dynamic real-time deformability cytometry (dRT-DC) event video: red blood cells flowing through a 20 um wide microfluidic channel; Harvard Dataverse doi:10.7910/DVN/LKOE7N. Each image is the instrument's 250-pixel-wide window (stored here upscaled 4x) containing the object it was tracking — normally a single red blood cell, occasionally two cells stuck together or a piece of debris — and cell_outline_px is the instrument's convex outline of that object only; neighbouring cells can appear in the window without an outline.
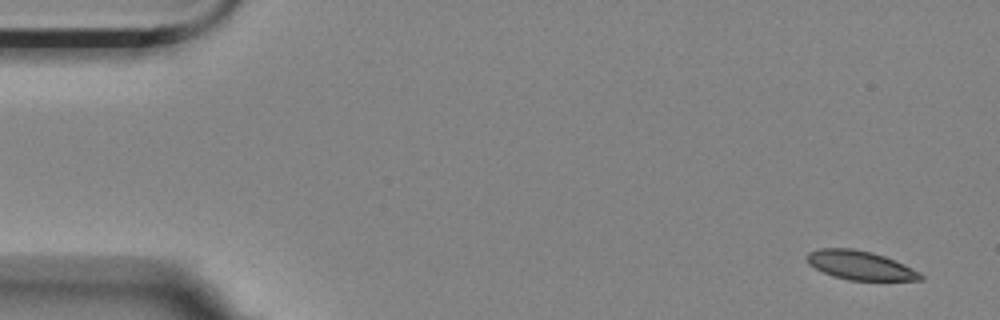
{"species": "Egyptian fruit bat (a non-hibernating species)", "species_latin": "Rousettus aegyptiacus", "temperature_condition": "room temperature", "stored_images_in_passage": 55, "camera_frame_rate_fps": 3000, "um_per_image_px": 0.085, "animal": {"sex": "female"}, "frame": {"image": 1, "passage_image": 1, "time_ms": 0.0, "image_size_px": [1000, 320], "cell_outline_px": [[924, 280], [848, 280], [832, 276], [808, 264], [804, 256], [808, 252], [820, 248], [852, 248], [872, 252], [884, 256], [920, 272], [924, 276]], "centroid_in_image_um": [73.07, 22.55], "position_along_channel_um": 11.9, "area_um2": 19.13}}
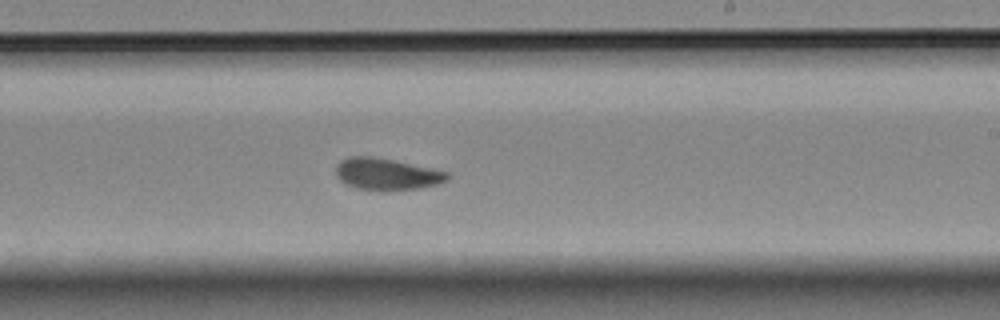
{"frame": {"image": 2, "passage_image": 32, "time_ms": 10.333, "image_size_px": [1000, 320], "cell_outline_px": [[452, 176], [448, 180], [436, 184], [420, 188], [356, 188], [344, 184], [336, 176], [336, 164], [340, 160], [348, 156], [372, 156], [432, 168], [448, 172]], "centroid_in_image_um": [32.85, 14.76], "position_along_channel_um": 256.2, "area_um2": 20.11}}
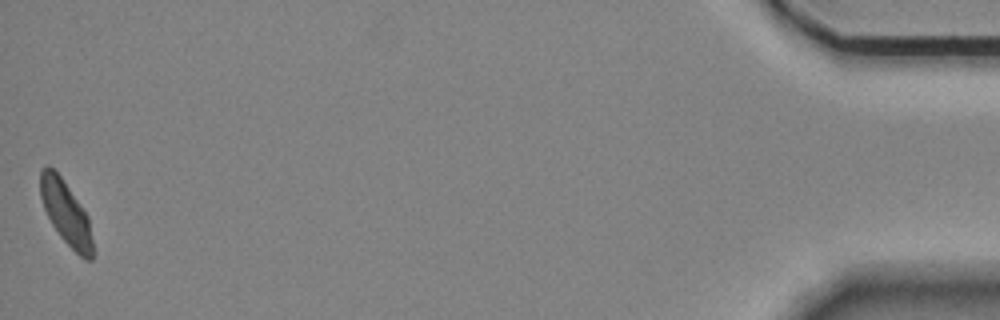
{"frame": {"image": 3, "passage_image": 55, "time_ms": 18.0, "image_size_px": [1000, 320], "cell_outline_px": [[92, 260], [84, 260], [60, 236], [52, 224], [44, 208], [40, 196], [40, 172], [48, 164], [60, 176], [88, 216], [92, 240]], "centroid_in_image_um": [5.59, 18.1], "position_along_channel_um": 429.6, "area_um2": 18.96}, "authors_computed_cell_mechanics": {"area_um2": 20.1722, "velocity_mm_per_s": 3.483, "shape_relaxation_time_tau1_ms": 6.0411, "shape_relaxation_time_tau2_ms": 2.0261, "deformation_change_tau1": 0.1357, "deformation_change_tau2": 0.0626}}